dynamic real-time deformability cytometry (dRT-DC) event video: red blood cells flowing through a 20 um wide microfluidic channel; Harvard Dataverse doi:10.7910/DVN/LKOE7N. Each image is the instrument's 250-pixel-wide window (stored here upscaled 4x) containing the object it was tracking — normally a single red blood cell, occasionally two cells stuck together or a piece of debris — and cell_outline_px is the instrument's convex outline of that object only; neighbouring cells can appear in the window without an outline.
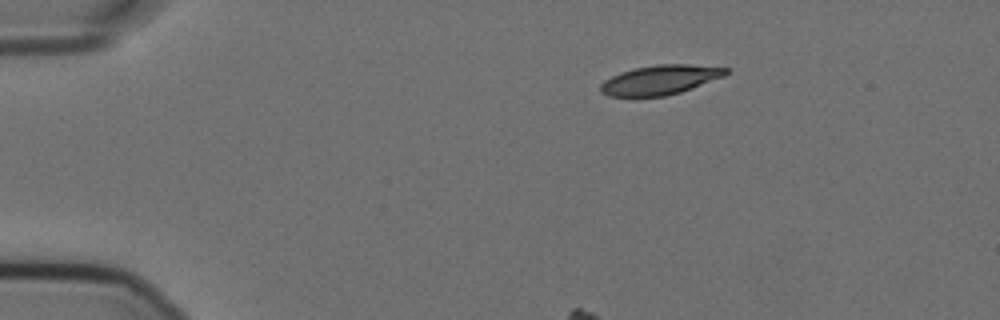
{"species": "Egyptian fruit bat (a non-hibernating species)", "species_latin": "Rousettus aegyptiacus", "temperature_condition": "cold", "stored_images_in_passage": 49, "camera_frame_rate_fps": 3000, "um_per_image_px": 0.085, "animal": {"sex": "female"}, "frame": {"image": 1, "passage_image": 1, "time_ms": 0.0, "image_size_px": [1000, 320], "cell_outline_px": [[732, 68], [724, 76], [692, 88], [680, 92], [664, 96], [608, 96], [600, 92], [600, 84], [604, 80], [620, 72], [636, 68], [656, 64], [688, 64]], "centroid_in_image_um": [56.12, 6.78], "position_along_channel_um": 28.9, "area_um2": 21.5}}